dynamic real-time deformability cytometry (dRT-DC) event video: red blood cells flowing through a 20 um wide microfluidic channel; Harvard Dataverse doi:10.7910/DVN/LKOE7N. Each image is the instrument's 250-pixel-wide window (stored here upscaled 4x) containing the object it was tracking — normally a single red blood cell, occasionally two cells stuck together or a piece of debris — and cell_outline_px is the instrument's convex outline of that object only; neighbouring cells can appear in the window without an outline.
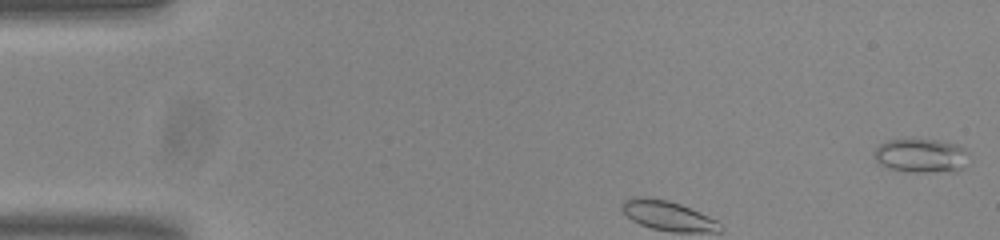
{"species": "common noctule bat (a hibernating species)", "species_latin": "Nyctalus noctula", "temperature_condition": "room temperature", "stored_images_in_passage": 9, "camera_frame_rate_fps": 3000, "um_per_image_px": 0.085, "animal": {"sex": "male", "body_mass_g": 20.0, "forearm_length_mm": 53.3}, "frame": {"image": 1, "passage_image": 1, "time_ms": 0.0, "image_size_px": [1000, 240], "cell_outline_px": [[968, 152], [964, 168], [956, 172], [912, 172], [888, 168], [880, 164], [876, 160], [876, 148], [880, 144], [888, 140], [936, 140], [956, 144], [964, 148]], "centroid_in_image_um": [78.34, 13.25], "position_along_channel_um": 6.7, "area_um2": 18.61}}